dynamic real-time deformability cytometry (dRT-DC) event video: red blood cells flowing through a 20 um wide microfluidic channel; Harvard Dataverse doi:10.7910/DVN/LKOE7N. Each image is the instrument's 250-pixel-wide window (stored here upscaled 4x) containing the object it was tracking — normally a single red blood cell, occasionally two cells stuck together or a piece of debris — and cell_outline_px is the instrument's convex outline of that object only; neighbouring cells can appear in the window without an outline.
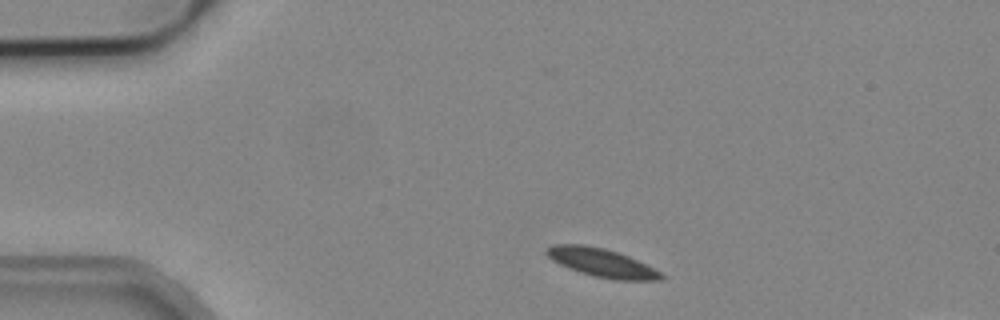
{"species": "common noctule bat (a hibernating species)", "species_latin": "Nyctalus noctula", "temperature_condition": "cold", "stored_images_in_passage": 3, "segment_of_instrument_passage": [1, 2], "camera_frame_rate_fps": 3000, "um_per_image_px": 0.085, "animal": {"sex": "male", "body_mass_g": 19.2, "forearm_length_mm": 51.8}, "frame": {"image": 1, "passage_image": 1, "time_ms": 0.0, "image_size_px": [1000, 320], "cell_outline_px": [[664, 280], [616, 280], [592, 276], [568, 268], [552, 260], [544, 252], [544, 248], [552, 244], [584, 244], [604, 248], [628, 256], [660, 272], [664, 276]], "centroid_in_image_um": [51.08, 22.32], "position_along_channel_um": 33.9, "area_um2": 18.96}}